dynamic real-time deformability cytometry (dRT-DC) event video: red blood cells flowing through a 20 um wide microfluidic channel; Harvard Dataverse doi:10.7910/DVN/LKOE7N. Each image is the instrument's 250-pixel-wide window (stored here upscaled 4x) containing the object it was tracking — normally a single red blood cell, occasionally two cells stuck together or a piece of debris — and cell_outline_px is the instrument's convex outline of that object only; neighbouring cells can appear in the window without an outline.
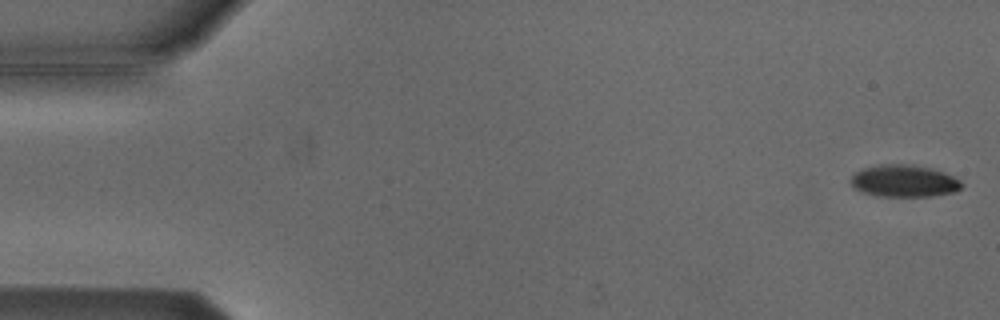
{"species": "Egyptian fruit bat (a non-hibernating species)", "species_latin": "Rousettus aegyptiacus", "temperature_condition": "cold", "stored_images_in_passage": 6, "camera_frame_rate_fps": 3000, "um_per_image_px": 0.085, "animal": {"sex": "male"}, "frame": {"image": 1, "passage_image": 1, "time_ms": 0.0, "image_size_px": [1000, 320], "cell_outline_px": [[964, 184], [956, 192], [932, 196], [876, 196], [860, 192], [852, 188], [848, 180], [856, 172], [864, 168], [880, 164], [912, 164], [944, 172], [960, 180]], "centroid_in_image_um": [76.81, 15.39], "position_along_channel_um": 8.2, "area_um2": 20.98}}
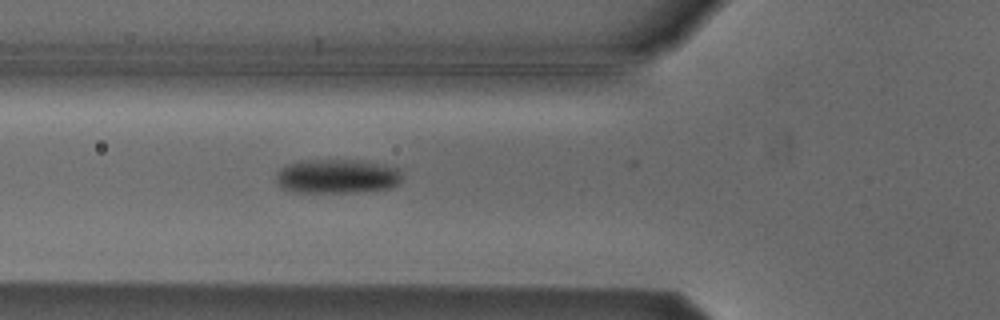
{"frame": {"image": 2, "passage_image": 6, "time_ms": 6.0, "image_size_px": [1000, 320], "cell_outline_px": [[400, 180], [392, 188], [352, 192], [288, 192], [280, 188], [276, 184], [276, 172], [280, 168], [288, 164], [304, 160], [360, 160], [384, 164], [400, 168]], "centroid_in_image_um": [28.6, 14.98], "position_along_channel_um": 97.2, "area_um2": 25.43}}